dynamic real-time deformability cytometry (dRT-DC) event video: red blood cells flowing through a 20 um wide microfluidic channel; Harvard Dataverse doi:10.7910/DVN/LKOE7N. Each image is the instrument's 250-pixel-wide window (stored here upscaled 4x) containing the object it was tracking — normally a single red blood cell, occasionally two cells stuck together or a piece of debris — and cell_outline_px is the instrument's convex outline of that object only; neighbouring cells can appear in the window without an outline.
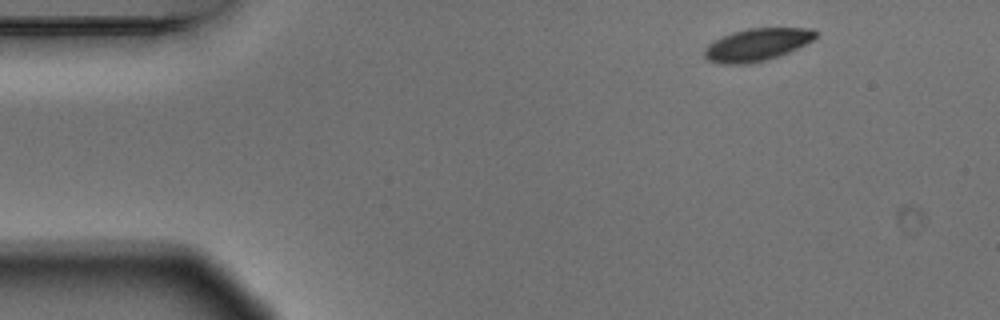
{"species": "Egyptian fruit bat (a non-hibernating species)", "species_latin": "Rousettus aegyptiacus", "temperature_condition": "warm", "stored_images_in_passage": 4, "segment_of_instrument_passage": [1, 2], "camera_frame_rate_fps": 3000, "um_per_image_px": 0.085, "animal": {"sex": "male"}, "frame": {"image": 1, "passage_image": 1, "time_ms": 0.0, "image_size_px": [1000, 320], "cell_outline_px": [[816, 36], [812, 40], [780, 56], [752, 64], [720, 64], [708, 60], [704, 56], [704, 48], [712, 40], [732, 32], [748, 28], [812, 28], [816, 32]], "centroid_in_image_um": [64.29, 3.8], "position_along_channel_um": 20.7, "area_um2": 21.15}}